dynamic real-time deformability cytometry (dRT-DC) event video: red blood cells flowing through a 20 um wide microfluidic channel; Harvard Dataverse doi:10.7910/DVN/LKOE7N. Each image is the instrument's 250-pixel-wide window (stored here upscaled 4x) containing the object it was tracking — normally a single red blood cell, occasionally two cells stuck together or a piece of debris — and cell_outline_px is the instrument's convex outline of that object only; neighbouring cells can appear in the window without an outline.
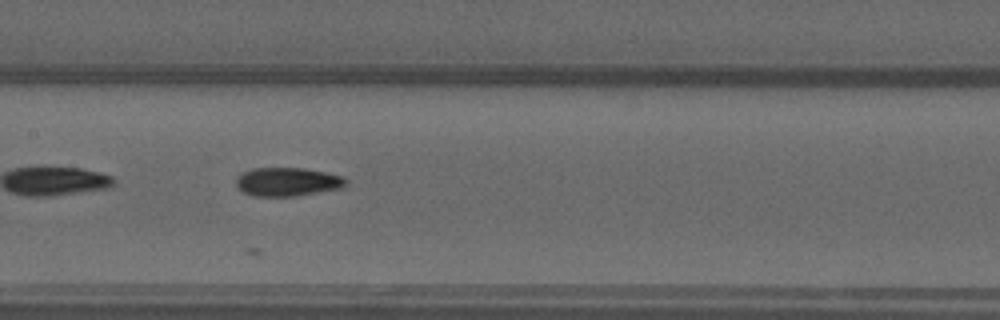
{"species": "common noctule bat (a hibernating species)", "species_latin": "Nyctalus noctula", "temperature_condition": "warm", "stored_images_in_passage": 21, "camera_frame_rate_fps": 3000, "um_per_image_px": 0.085, "animal": {"sex": "male", "forearm_length_mm": 52.5}, "frame": {"image": 1, "passage_image": 11, "time_ms": 3.333, "image_size_px": [1000, 320], "cell_outline_px": [[348, 180], [344, 188], [296, 196], [252, 196], [244, 192], [236, 184], [236, 180], [244, 172], [252, 168], [304, 168], [344, 176]], "centroid_in_image_um": [24.5, 15.46], "position_along_channel_um": 182.9, "area_um2": 18.32}}